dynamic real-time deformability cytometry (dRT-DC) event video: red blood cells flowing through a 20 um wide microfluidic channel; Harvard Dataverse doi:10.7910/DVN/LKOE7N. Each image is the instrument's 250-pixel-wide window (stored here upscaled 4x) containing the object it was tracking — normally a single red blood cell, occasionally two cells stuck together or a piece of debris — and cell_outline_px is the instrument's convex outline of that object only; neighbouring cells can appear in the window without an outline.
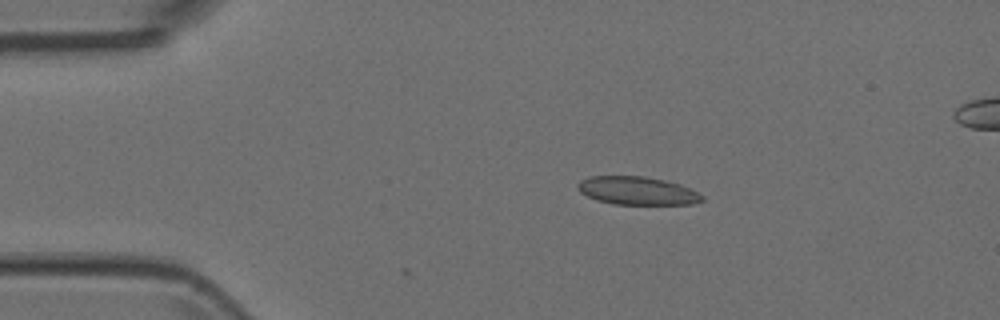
{"species": "Egyptian fruit bat (a non-hibernating species)", "species_latin": "Rousettus aegyptiacus", "temperature_condition": "room temperature", "stored_images_in_passage": 2, "camera_frame_rate_fps": 3000, "um_per_image_px": 0.085, "animal": {"sex": "female"}, "frame": {"image": 1, "passage_image": 2, "time_ms": 0.333, "image_size_px": [1000, 320], "cell_outline_px": [[704, 200], [692, 204], [612, 204], [596, 200], [580, 192], [576, 188], [576, 184], [580, 180], [592, 176], [644, 176], [664, 180], [680, 184], [704, 196]], "centroid_in_image_um": [54.13, 16.21], "position_along_channel_um": 30.9, "area_um2": 20.4}}